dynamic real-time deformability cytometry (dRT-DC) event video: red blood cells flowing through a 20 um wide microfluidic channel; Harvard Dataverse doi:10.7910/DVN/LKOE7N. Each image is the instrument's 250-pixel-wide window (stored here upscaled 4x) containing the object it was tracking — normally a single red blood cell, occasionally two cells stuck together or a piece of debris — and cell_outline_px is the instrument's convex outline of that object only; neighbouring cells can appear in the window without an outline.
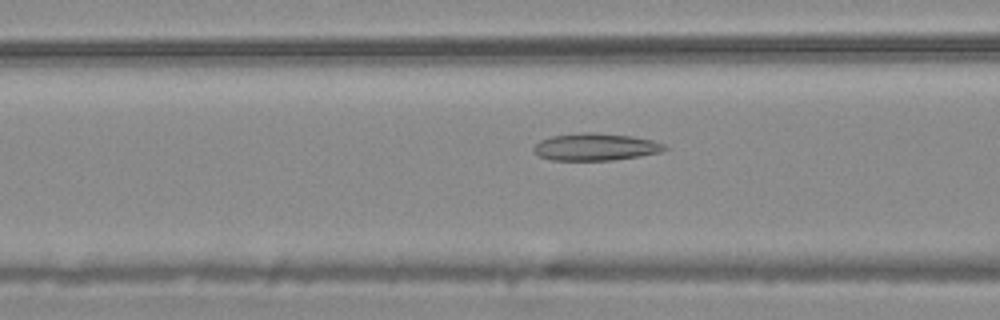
{"species": "common noctule bat (a hibernating species)", "species_latin": "Nyctalus noctula", "temperature_condition": "warm", "stored_images_in_passage": 54, "camera_frame_rate_fps": 3000, "um_per_image_px": 0.085, "animal": {"sex": "male", "body_mass_g": 20.4}, "frame": {"image": 1, "passage_image": 21, "time_ms": 6.667, "image_size_px": [1000, 320], "cell_outline_px": [[668, 148], [660, 152], [640, 156], [612, 160], [552, 160], [540, 156], [532, 148], [540, 140], [552, 136], [580, 132], [592, 132], [632, 136], [652, 140], [664, 144]], "centroid_in_image_um": [50.63, 12.48], "position_along_channel_um": 116.0, "area_um2": 20.69}}
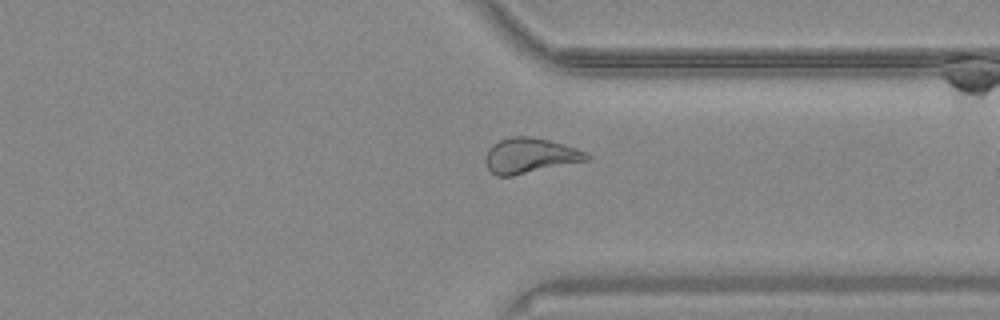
{"frame": {"image": 2, "passage_image": 41, "time_ms": 13.333, "image_size_px": [1000, 320], "cell_outline_px": [[592, 156], [588, 160], [512, 176], [496, 176], [488, 168], [484, 160], [488, 148], [492, 144], [500, 140], [512, 136], [532, 136], [548, 140], [576, 148]], "centroid_in_image_um": [45.01, 13.23], "position_along_channel_um": 366.4, "area_um2": 20.69}}
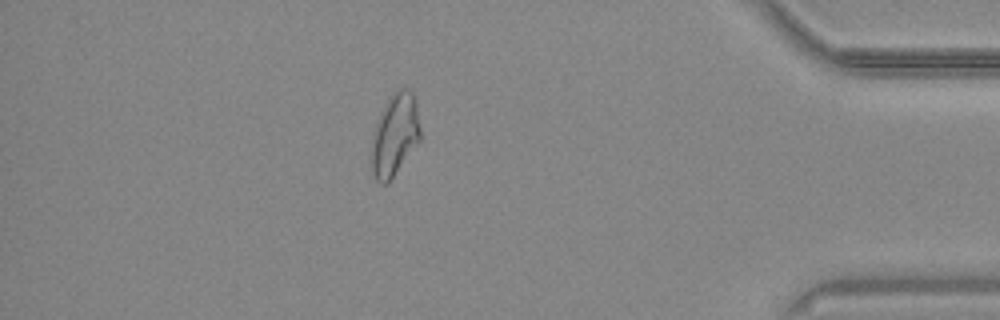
{"frame": {"image": 3, "passage_image": 47, "time_ms": 15.333, "image_size_px": [1000, 320], "cell_outline_px": [[420, 140], [388, 184], [380, 184], [376, 180], [372, 172], [368, 156], [372, 136], [380, 112], [384, 104], [396, 88], [408, 88], [412, 92], [416, 100], [420, 128]], "centroid_in_image_um": [33.52, 11.48], "position_along_channel_um": 401.7, "area_um2": 24.04}, "authors_computed_cell_mechanics": {"area_um2": 22.5131, "velocity_mm_per_s": 3.7511, "shape_relaxation_time_tau1_ms": null, "shape_relaxation_time_tau2_ms": 4.5986, "deformation_change_tau1": null, "deformation_change_tau2": 0.1303}}